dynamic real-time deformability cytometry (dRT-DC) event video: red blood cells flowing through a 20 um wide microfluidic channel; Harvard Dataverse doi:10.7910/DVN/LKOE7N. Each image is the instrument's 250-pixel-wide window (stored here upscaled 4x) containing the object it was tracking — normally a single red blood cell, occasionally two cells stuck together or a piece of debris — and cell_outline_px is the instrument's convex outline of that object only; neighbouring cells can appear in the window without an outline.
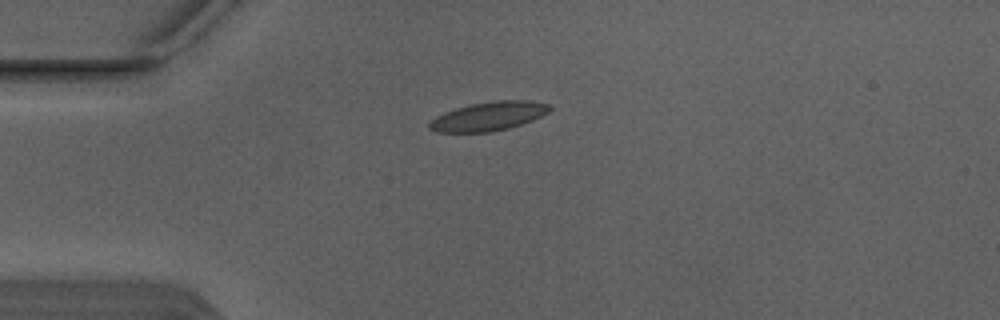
{"species": "Egyptian fruit bat (a non-hibernating species)", "species_latin": "Rousettus aegyptiacus", "temperature_condition": "warm", "stored_images_in_passage": 1, "camera_frame_rate_fps": 3000, "um_per_image_px": 0.085, "animal": {"sex": "male"}, "frame": {"image": 1, "passage_image": 1, "time_ms": 0.0, "image_size_px": [1000, 320], "cell_outline_px": [[552, 108], [548, 112], [532, 120], [508, 128], [492, 132], [436, 132], [428, 128], [428, 124], [436, 116], [444, 112], [456, 108], [472, 104], [496, 100], [528, 100], [548, 104]], "centroid_in_image_um": [41.51, 9.88], "position_along_channel_um": 43.5, "area_um2": 20.11}}